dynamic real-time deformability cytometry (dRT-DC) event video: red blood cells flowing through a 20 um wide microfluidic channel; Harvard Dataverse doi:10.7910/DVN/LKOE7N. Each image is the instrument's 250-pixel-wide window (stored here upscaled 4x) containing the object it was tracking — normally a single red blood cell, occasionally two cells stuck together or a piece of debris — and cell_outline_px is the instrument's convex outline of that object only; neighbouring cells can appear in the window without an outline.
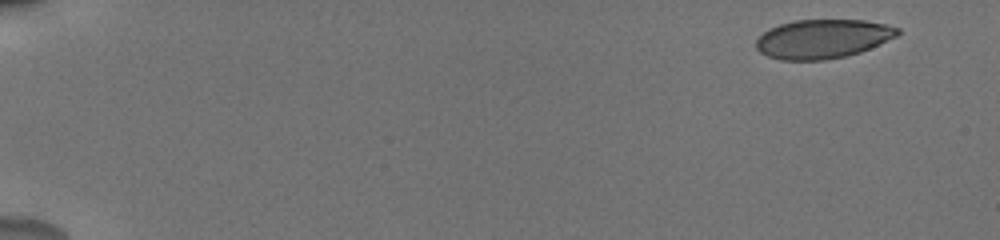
{"species": "human", "species_latin": "Homo sapiens", "temperature_condition": "cold", "stored_images_in_passage": 52, "camera_frame_rate_fps": 3000, "um_per_image_px": 0.085, "donor": {"sex": "male"}, "frame": {"image": 1, "passage_image": 1, "time_ms": 0.0, "image_size_px": [1000, 240], "cell_outline_px": [[900, 32], [896, 36], [860, 52], [844, 56], [824, 60], [780, 60], [768, 56], [760, 52], [756, 48], [756, 40], [768, 28], [780, 24], [796, 20], [864, 20], [884, 24], [900, 28]], "centroid_in_image_um": [69.9, 3.3], "position_along_channel_um": 15.1, "area_um2": 31.96}}
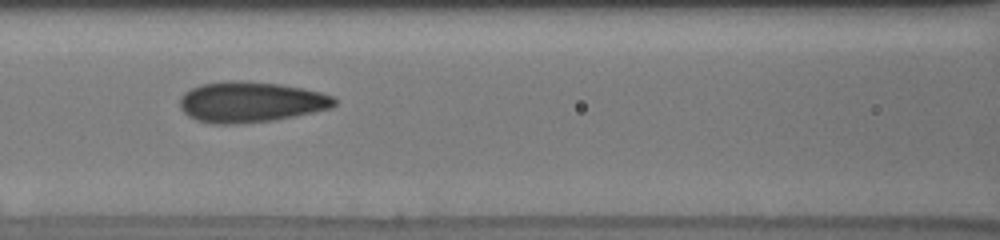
{"frame": {"image": 2, "passage_image": 24, "time_ms": 7.667, "image_size_px": [1000, 240], "cell_outline_px": [[336, 104], [332, 108], [272, 120], [228, 124], [216, 124], [196, 120], [188, 116], [180, 108], [180, 96], [184, 92], [200, 84], [232, 80], [244, 80], [280, 84], [320, 92], [332, 96], [336, 100]], "centroid_in_image_um": [21.27, 8.66], "position_along_channel_um": 145.3, "area_um2": 36.41}}
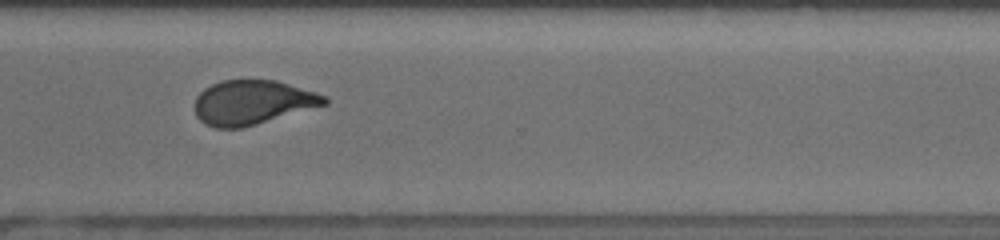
{"frame": {"image": 3, "passage_image": 40, "time_ms": 13.0, "image_size_px": [1000, 240], "cell_outline_px": [[328, 104], [240, 128], [216, 128], [204, 124], [196, 116], [196, 96], [204, 88], [220, 80], [276, 80], [316, 92], [328, 96]], "centroid_in_image_um": [21.46, 8.69], "position_along_channel_um": 349.1, "area_um2": 33.41}, "authors_computed_cell_mechanics": {"area_um2": 34.102, "velocity_mm_per_s": 3.8271, "shape_relaxation_time_tau1_ms": 5.8506, "shape_relaxation_time_tau2_ms": 0.957, "deformation_change_tau1": 0.1624, "deformation_change_tau2": 0.0583}}